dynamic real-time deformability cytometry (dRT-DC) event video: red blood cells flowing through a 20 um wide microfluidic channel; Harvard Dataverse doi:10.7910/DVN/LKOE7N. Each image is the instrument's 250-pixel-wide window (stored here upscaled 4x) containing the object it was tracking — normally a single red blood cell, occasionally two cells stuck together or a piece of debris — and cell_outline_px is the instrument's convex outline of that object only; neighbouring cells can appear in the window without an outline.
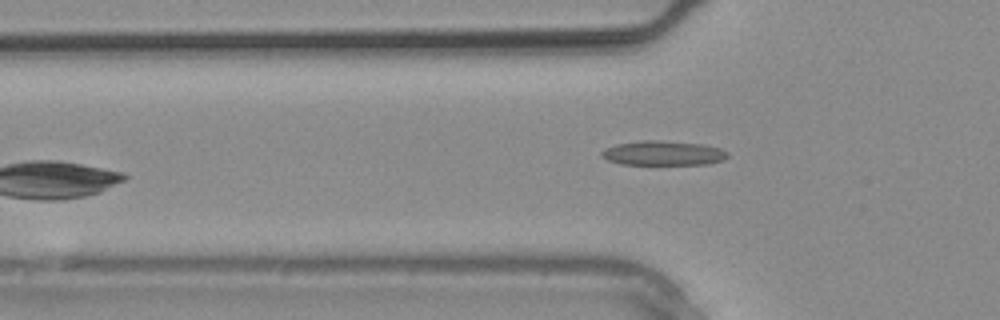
{"species": "common noctule bat (a hibernating species)", "species_latin": "Nyctalus noctula", "temperature_condition": "warm", "stored_images_in_passage": 10, "camera_frame_rate_fps": 3000, "um_per_image_px": 0.085, "animal": {"sex": "male", "body_mass_g": 20.4}, "frame": {"image": 1, "passage_image": 10, "time_ms": 3.0, "image_size_px": [1000, 320], "cell_outline_px": [[728, 156], [724, 160], [708, 164], [620, 164], [608, 160], [600, 156], [600, 152], [604, 148], [616, 144], [640, 140], [660, 140], [704, 144], [720, 148], [728, 152]], "centroid_in_image_um": [56.36, 13.01], "position_along_channel_um": 69.4, "area_um2": 18.21}}